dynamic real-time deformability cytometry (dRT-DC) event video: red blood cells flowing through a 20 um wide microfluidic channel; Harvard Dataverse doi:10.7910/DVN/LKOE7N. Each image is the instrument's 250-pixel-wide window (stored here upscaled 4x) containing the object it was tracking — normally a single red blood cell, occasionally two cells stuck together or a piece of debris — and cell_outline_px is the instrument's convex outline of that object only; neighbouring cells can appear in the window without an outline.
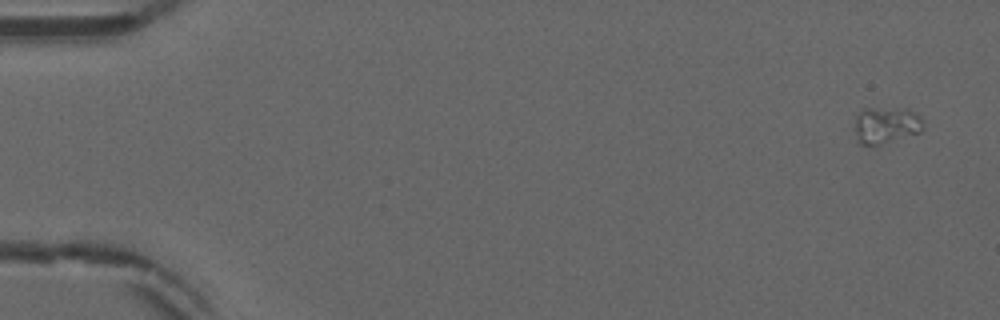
{"species": "common noctule bat (a hibernating species)", "species_latin": "Nyctalus noctula", "temperature_condition": "warm", "stored_images_in_passage": 52, "camera_frame_rate_fps": 3000, "um_per_image_px": 0.085, "animal": {"sex": "male", "forearm_length_mm": 52.5}, "frame": {"image": 1, "passage_image": 1, "time_ms": 0.0, "image_size_px": [1000, 320], "cell_outline_px": [[924, 120], [920, 132], [880, 144], [860, 144], [856, 140], [856, 116], [864, 108], [908, 108], [920, 116]], "centroid_in_image_um": [75.33, 10.61], "position_along_channel_um": 9.7, "area_um2": 14.51}}